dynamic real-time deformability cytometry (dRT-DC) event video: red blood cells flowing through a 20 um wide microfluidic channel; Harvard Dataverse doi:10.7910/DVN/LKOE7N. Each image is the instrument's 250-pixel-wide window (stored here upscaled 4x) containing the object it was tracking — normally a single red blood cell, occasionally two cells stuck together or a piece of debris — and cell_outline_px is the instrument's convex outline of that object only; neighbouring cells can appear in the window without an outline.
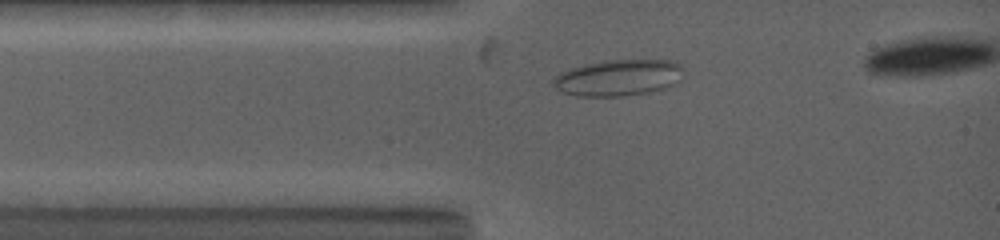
{"species": "common noctule bat (a hibernating species)", "species_latin": "Nyctalus noctula", "temperature_condition": "warm", "stored_images_in_passage": 22, "camera_frame_rate_fps": 5000, "um_per_image_px": 0.085, "animal": {"sex": "female", "body_mass_g": 19.0, "forearm_length_mm": 53.3}, "frame": {"image": 1, "passage_image": 1, "time_ms": 0.0, "image_size_px": [1000, 240], "cell_outline_px": [[684, 68], [680, 80], [664, 88], [648, 92], [624, 96], [576, 96], [564, 92], [556, 88], [552, 84], [552, 80], [560, 72], [584, 64], [604, 60], [672, 60], [680, 64]], "centroid_in_image_um": [52.56, 6.6], "position_along_channel_um": 32.4, "area_um2": 27.57}}
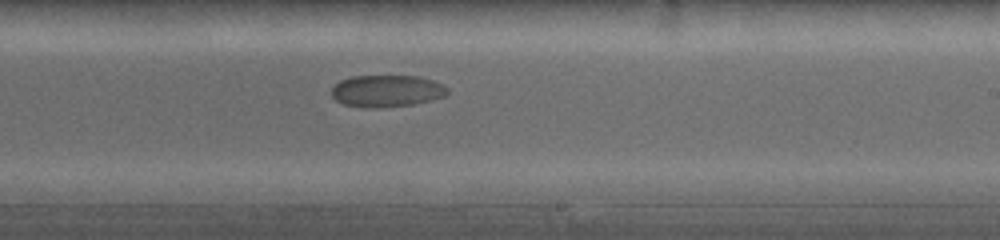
{"frame": {"image": 2, "passage_image": 12, "time_ms": 6.6, "image_size_px": [1000, 240], "cell_outline_px": [[448, 92], [444, 96], [412, 104], [376, 108], [364, 108], [344, 104], [336, 100], [332, 96], [332, 88], [340, 80], [352, 76], [416, 76], [432, 80], [444, 84], [448, 88]], "centroid_in_image_um": [32.85, 7.73], "position_along_channel_um": 256.1, "area_um2": 21.44}}
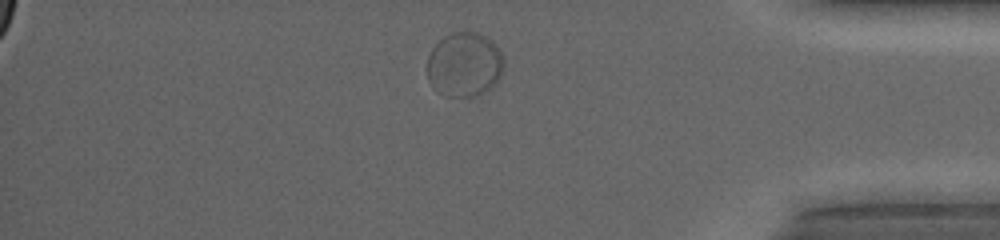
{"frame": {"image": 3, "passage_image": 20, "time_ms": 11.4, "image_size_px": [1000, 240], "cell_outline_px": [[504, 68], [496, 84], [492, 88], [476, 96], [444, 96], [436, 92], [432, 88], [428, 80], [428, 56], [432, 48], [444, 36], [452, 32], [476, 32], [492, 40], [500, 52], [504, 60]], "centroid_in_image_um": [39.47, 5.51], "position_along_channel_um": 395.7, "area_um2": 29.07}, "authors_computed_cell_mechanics": {"area_um2": 22.5131, "velocity_mm_per_s": 3.4734, "shape_relaxation_time_tau1_ms": null, "shape_relaxation_time_tau2_ms": 6.5313, "deformation_change_tau1": null, "deformation_change_tau2": 0.0245}}